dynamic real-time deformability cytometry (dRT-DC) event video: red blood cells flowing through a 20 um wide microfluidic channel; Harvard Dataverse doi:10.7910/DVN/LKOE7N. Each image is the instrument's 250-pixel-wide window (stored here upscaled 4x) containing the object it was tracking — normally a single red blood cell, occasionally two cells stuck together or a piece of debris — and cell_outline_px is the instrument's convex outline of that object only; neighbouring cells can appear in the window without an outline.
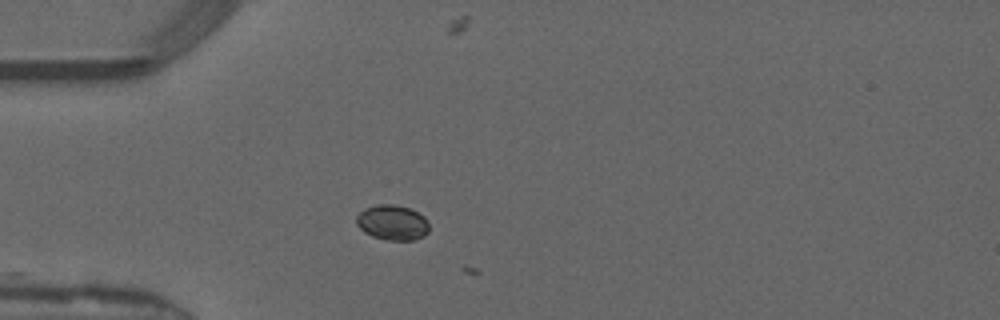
{"species": "common noctule bat (a hibernating species)", "species_latin": "Nyctalus noctula", "temperature_condition": "warm", "stored_images_in_passage": 2, "camera_frame_rate_fps": 3000, "um_per_image_px": 0.085, "animal": {"sex": "male", "forearm_length_mm": 52.5}, "frame": {"image": 1, "passage_image": 1, "time_ms": 0.0, "image_size_px": [1000, 320], "cell_outline_px": [[428, 232], [424, 236], [412, 240], [384, 240], [372, 236], [364, 232], [356, 224], [356, 216], [364, 208], [380, 204], [392, 204], [408, 208], [424, 216], [428, 220]], "centroid_in_image_um": [33.34, 18.92], "position_along_channel_um": 51.7, "area_um2": 14.91}}